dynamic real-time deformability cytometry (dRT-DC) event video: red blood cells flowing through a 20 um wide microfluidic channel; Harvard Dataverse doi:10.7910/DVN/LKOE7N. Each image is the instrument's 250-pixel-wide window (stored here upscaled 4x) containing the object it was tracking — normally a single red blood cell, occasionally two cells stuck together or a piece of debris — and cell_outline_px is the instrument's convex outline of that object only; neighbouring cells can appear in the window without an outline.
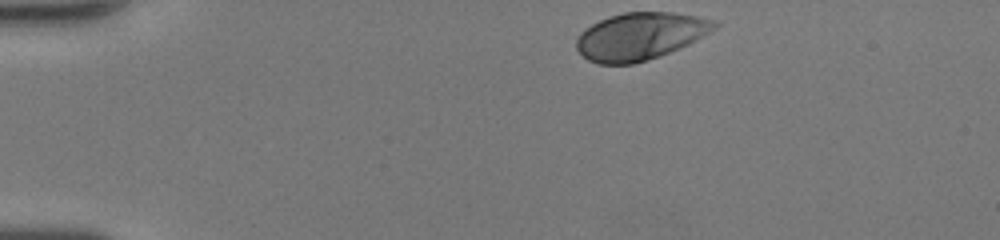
{"species": "human", "species_latin": "Homo sapiens", "temperature_condition": "room temperature", "stored_images_in_passage": 34, "camera_frame_rate_fps": 3000, "um_per_image_px": 0.085, "donor": {"sex": "female"}, "frame": {"image": 1, "passage_image": 1, "time_ms": 0.0, "image_size_px": [1000, 240], "cell_outline_px": [[720, 24], [716, 28], [688, 44], [680, 48], [660, 56], [632, 64], [596, 64], [588, 60], [576, 48], [576, 40], [580, 32], [592, 24], [600, 20], [624, 12], [672, 12], [696, 16], [716, 20]], "centroid_in_image_um": [54.41, 3.08], "position_along_channel_um": 30.6, "area_um2": 37.92}}
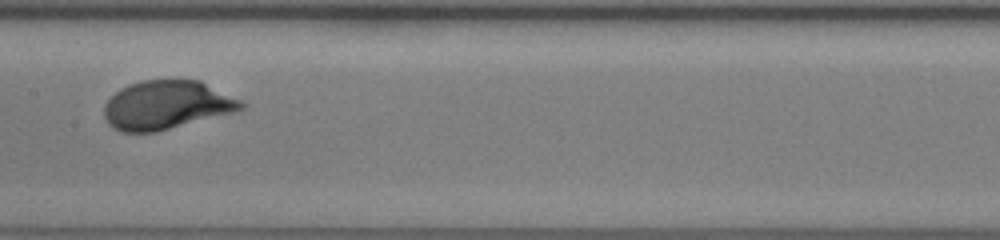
{"frame": {"image": 2, "passage_image": 18, "time_ms": 5.667, "image_size_px": [1000, 240], "cell_outline_px": [[248, 104], [244, 108], [232, 112], [156, 132], [120, 132], [112, 128], [108, 124], [104, 116], [104, 104], [120, 88], [128, 84], [140, 80], [200, 80]], "centroid_in_image_um": [14.12, 8.92], "position_along_channel_um": 193.3, "area_um2": 38.78}}
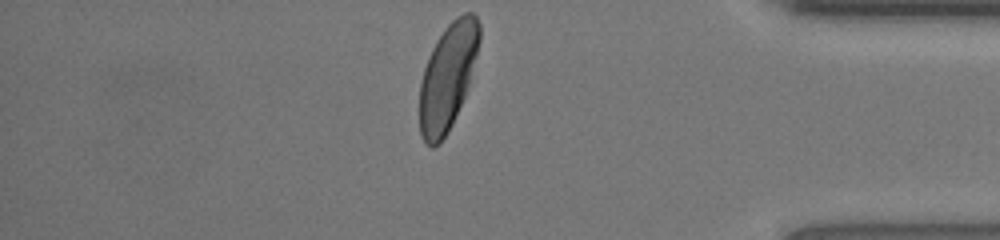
{"frame": {"image": 3, "passage_image": 34, "time_ms": 11.0, "image_size_px": [1000, 240], "cell_outline_px": [[480, 40], [468, 84], [464, 96], [452, 124], [448, 132], [432, 148], [424, 144], [420, 136], [420, 84], [424, 68], [428, 56], [436, 40], [444, 28], [456, 16], [464, 12], [472, 12], [476, 16], [480, 24]], "centroid_in_image_um": [38.04, 6.49], "position_along_channel_um": 397.2, "area_um2": 36.76}, "authors_computed_cell_mechanics": {"area_um2": 38.0902, "velocity_mm_per_s": 4.283, "shape_relaxation_time_tau1_ms": 1.9865, "shape_relaxation_time_tau2_ms": null, "deformation_change_tau1": 0.1645, "deformation_change_tau2": null}}